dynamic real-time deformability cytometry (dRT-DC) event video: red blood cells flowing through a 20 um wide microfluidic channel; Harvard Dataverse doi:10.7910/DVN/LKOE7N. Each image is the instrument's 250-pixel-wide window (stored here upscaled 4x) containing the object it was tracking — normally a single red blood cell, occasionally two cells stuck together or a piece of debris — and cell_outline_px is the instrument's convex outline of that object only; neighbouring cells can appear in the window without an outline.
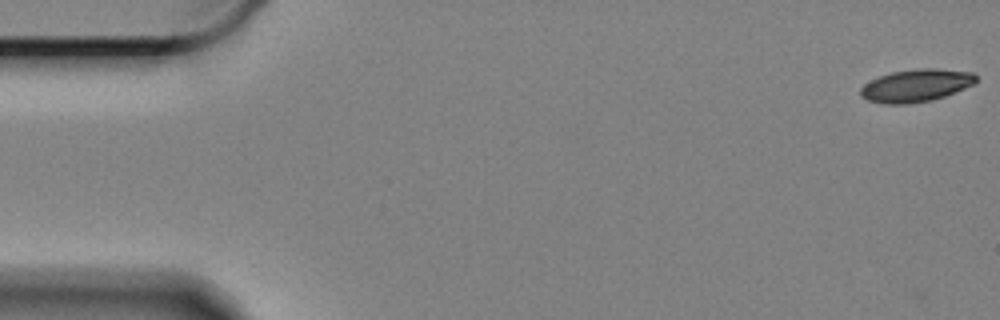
{"species": "Egyptian fruit bat (a non-hibernating species)", "species_latin": "Rousettus aegyptiacus", "temperature_condition": "cold", "stored_images_in_passage": 44, "camera_frame_rate_fps": 3000, "um_per_image_px": 0.085, "animal": {"sex": "female"}, "frame": {"image": 1, "passage_image": 1, "time_ms": 0.0, "image_size_px": [1000, 320], "cell_outline_px": [[976, 80], [972, 84], [964, 88], [944, 96], [932, 100], [908, 104], [888, 104], [868, 100], [860, 96], [860, 88], [864, 84], [880, 76], [892, 72], [920, 68], [936, 68], [972, 72], [976, 76]], "centroid_in_image_um": [77.85, 7.27], "position_along_channel_um": 7.2, "area_um2": 21.73}}
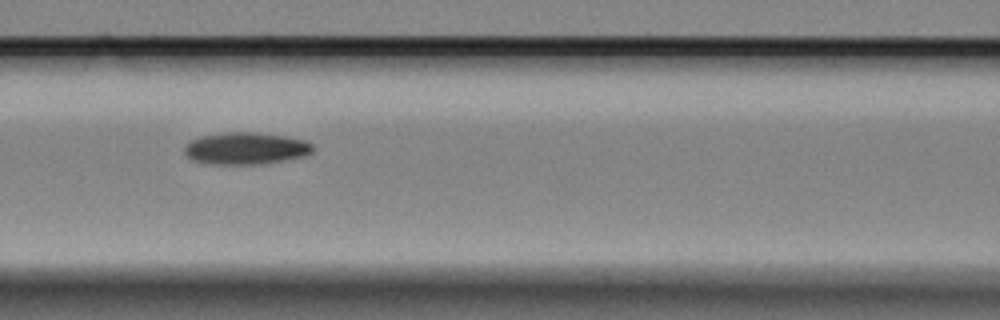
{"frame": {"image": 2, "passage_image": 25, "time_ms": 8.0, "image_size_px": [1000, 320], "cell_outline_px": [[316, 148], [312, 152], [304, 156], [264, 164], [204, 164], [192, 160], [184, 152], [184, 144], [200, 136], [224, 132], [252, 132], [284, 136], [304, 140], [312, 144]], "centroid_in_image_um": [20.87, 12.62], "position_along_channel_um": 145.7, "area_um2": 24.16}}
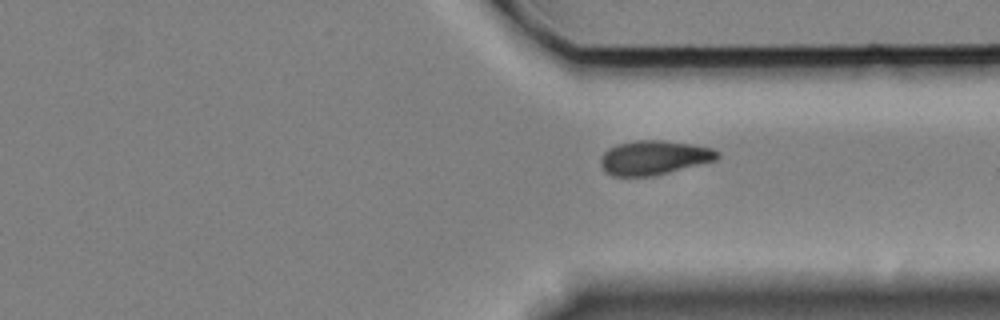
{"frame": {"image": 3, "passage_image": 44, "time_ms": 14.333, "image_size_px": [1000, 320], "cell_outline_px": [[720, 156], [716, 160], [652, 176], [612, 176], [604, 172], [600, 164], [600, 156], [608, 148], [616, 144], [636, 140], [660, 140], [692, 144], [712, 148], [720, 152]], "centroid_in_image_um": [55.55, 13.39], "position_along_channel_um": 355.9, "area_um2": 23.41}}